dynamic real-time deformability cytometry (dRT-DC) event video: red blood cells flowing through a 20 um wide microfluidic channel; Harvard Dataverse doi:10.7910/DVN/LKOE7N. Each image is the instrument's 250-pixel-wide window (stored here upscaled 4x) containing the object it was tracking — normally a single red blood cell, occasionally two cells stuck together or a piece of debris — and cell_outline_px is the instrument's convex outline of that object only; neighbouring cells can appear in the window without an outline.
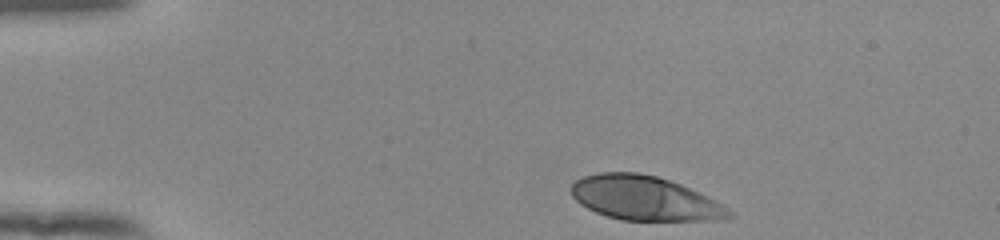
{"species": "human", "species_latin": "Homo sapiens", "temperature_condition": "room temperature", "stored_images_in_passage": 37, "camera_frame_rate_fps": 3000, "um_per_image_px": 0.085, "donor": {"sex": "female"}, "frame": {"image": 1, "passage_image": 1, "time_ms": 0.0, "image_size_px": [1000, 240], "cell_outline_px": [[732, 216], [724, 220], [620, 220], [596, 212], [580, 204], [572, 196], [572, 184], [576, 180], [584, 176], [600, 172], [636, 172], [656, 176], [680, 184], [708, 196], [724, 204], [732, 212]], "centroid_in_image_um": [54.82, 16.85], "position_along_channel_um": 30.2, "area_um2": 40.63}}
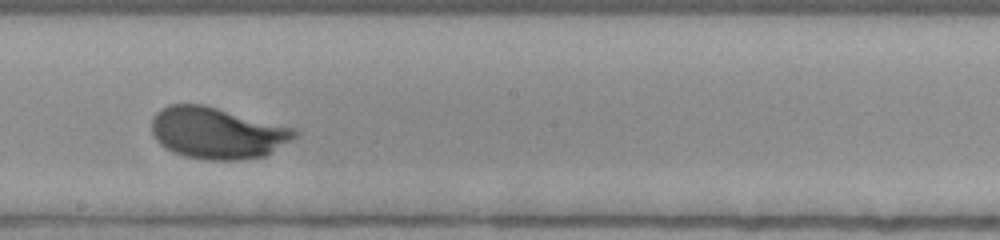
{"frame": {"image": 2, "passage_image": 22, "time_ms": 7.0, "image_size_px": [1000, 240], "cell_outline_px": [[300, 132], [296, 136], [264, 156], [240, 160], [204, 160], [184, 156], [164, 148], [156, 140], [152, 132], [152, 116], [160, 108], [168, 104], [204, 104], [296, 128]], "centroid_in_image_um": [18.43, 11.29], "position_along_channel_um": 229.8, "area_um2": 43.18}}
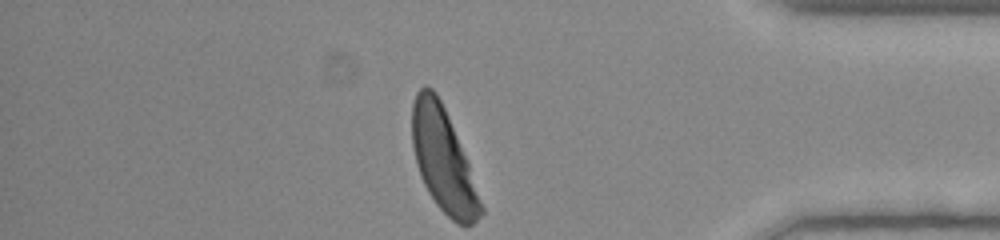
{"frame": {"image": 3, "passage_image": 37, "time_ms": 12.0, "image_size_px": [1000, 240], "cell_outline_px": [[484, 212], [472, 224], [456, 224], [436, 204], [428, 192], [420, 176], [416, 164], [412, 144], [412, 104], [416, 92], [424, 84], [432, 88], [436, 92], [444, 108], [468, 164], [484, 208]], "centroid_in_image_um": [37.64, 13.6], "position_along_channel_um": 397.6, "area_um2": 40.81}, "authors_computed_cell_mechanics": {"area_um2": 41.3848, "velocity_mm_per_s": 3.8761, "shape_relaxation_time_tau1_ms": 2.0844, "shape_relaxation_time_tau2_ms": null, "deformation_change_tau1": 0.1599, "deformation_change_tau2": null}}